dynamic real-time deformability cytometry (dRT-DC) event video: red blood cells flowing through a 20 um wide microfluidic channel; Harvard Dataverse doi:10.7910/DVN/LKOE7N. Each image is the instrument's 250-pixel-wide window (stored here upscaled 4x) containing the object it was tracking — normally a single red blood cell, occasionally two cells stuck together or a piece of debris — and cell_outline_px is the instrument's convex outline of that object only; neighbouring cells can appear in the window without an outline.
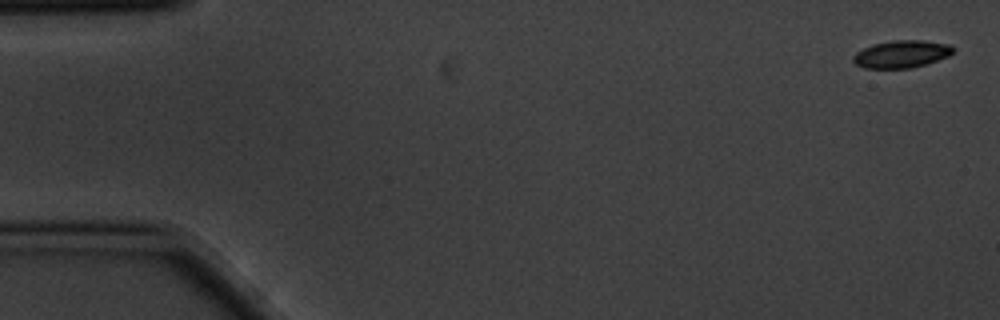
{"species": "common noctule bat (a hibernating species)", "species_latin": "Nyctalus noctula", "temperature_condition": "cold", "stored_images_in_passage": 15, "camera_frame_rate_fps": 3000, "um_per_image_px": 0.085, "animal": {"sex": "male", "body_mass_g": 20.1, "forearm_length_mm": 53.5}, "frame": {"image": 1, "passage_image": 1, "time_ms": 0.0, "image_size_px": [1000, 320], "cell_outline_px": [[952, 52], [948, 56], [928, 64], [912, 68], [864, 68], [856, 64], [852, 60], [852, 56], [856, 52], [872, 44], [892, 40], [924, 40], [948, 44], [952, 48]], "centroid_in_image_um": [76.6, 4.6], "position_along_channel_um": 8.4, "area_um2": 16.01}}
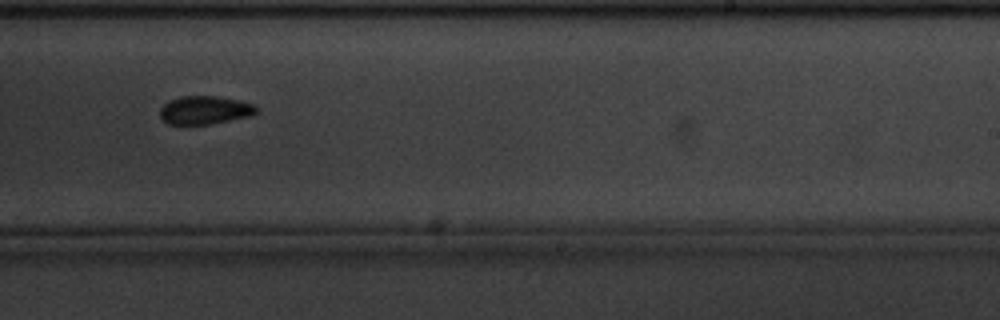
{"frame": {"image": 2, "passage_image": 10, "time_ms": 3.0, "image_size_px": [1000, 320], "cell_outline_px": [[260, 108], [252, 116], [212, 124], [168, 124], [160, 116], [160, 108], [168, 100], [180, 96], [220, 96], [256, 104]], "centroid_in_image_um": [17.45, 9.35], "position_along_channel_um": 271.5, "area_um2": 16.18}}
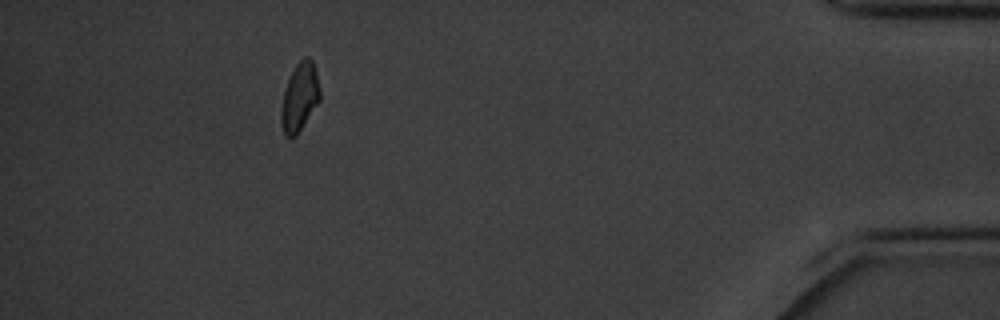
{"frame": {"image": 3, "passage_image": 14, "time_ms": 4.333, "image_size_px": [1000, 320], "cell_outline_px": [[320, 100], [296, 136], [288, 140], [284, 136], [280, 120], [280, 108], [284, 92], [288, 80], [296, 64], [304, 56], [308, 56], [312, 60], [316, 72], [320, 92]], "centroid_in_image_um": [25.45, 8.3], "position_along_channel_um": 409.8, "area_um2": 15.55}}